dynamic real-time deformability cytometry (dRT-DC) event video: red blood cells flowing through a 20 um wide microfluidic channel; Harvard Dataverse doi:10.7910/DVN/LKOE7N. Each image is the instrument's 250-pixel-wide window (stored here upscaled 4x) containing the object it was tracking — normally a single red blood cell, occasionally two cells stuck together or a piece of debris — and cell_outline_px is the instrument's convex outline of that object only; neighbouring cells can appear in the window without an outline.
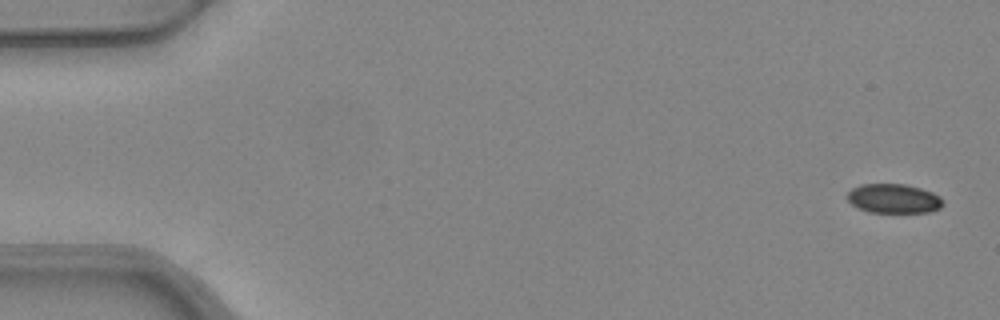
{"species": "common noctule bat (a hibernating species)", "species_latin": "Nyctalus noctula", "temperature_condition": "warm", "stored_images_in_passage": 6, "camera_frame_rate_fps": 3000, "um_per_image_px": 0.085, "animal": {"sex": "female", "body_mass_g": 24.6, "forearm_length_mm": 56.2}, "frame": {"image": 1, "passage_image": 1, "time_ms": 0.0, "image_size_px": [1000, 320], "cell_outline_px": [[944, 204], [940, 208], [928, 212], [868, 212], [852, 204], [848, 200], [848, 192], [852, 188], [860, 184], [904, 184], [920, 188], [932, 192], [940, 196], [944, 200]], "centroid_in_image_um": [75.99, 16.87], "position_along_channel_um": 9.0, "area_um2": 16.3}}
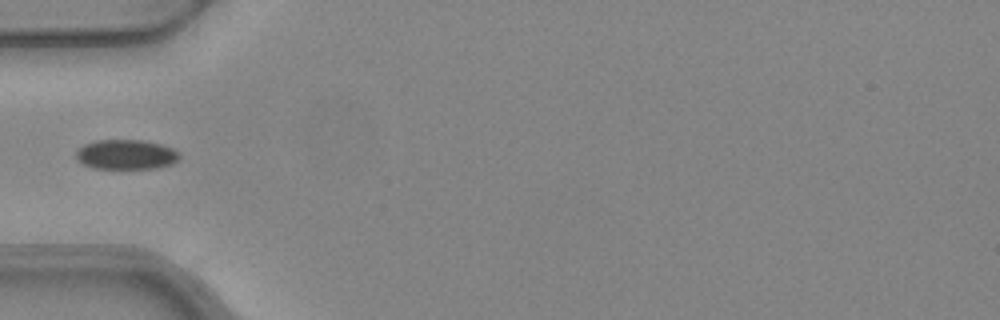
{"frame": {"image": 2, "passage_image": 5, "time_ms": 1.333, "image_size_px": [1000, 320], "cell_outline_px": [[180, 156], [172, 164], [156, 168], [92, 168], [76, 160], [76, 152], [84, 144], [96, 140], [140, 140], [160, 144], [172, 148], [180, 152]], "centroid_in_image_um": [10.71, 13.13], "position_along_channel_um": 74.3, "area_um2": 17.86}}
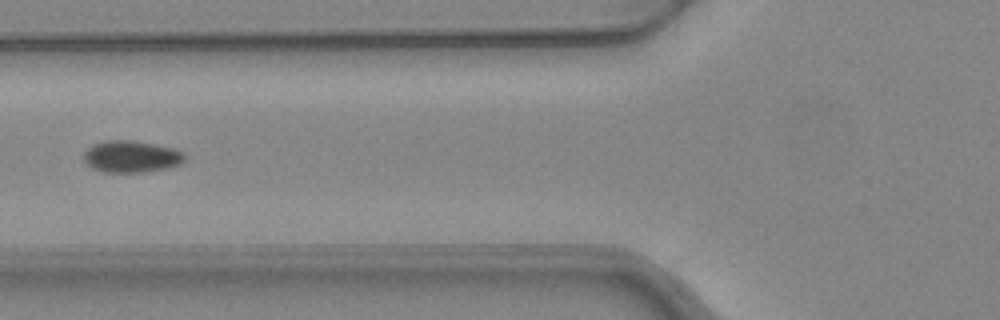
{"frame": {"image": 3, "passage_image": 6, "time_ms": 1.667, "image_size_px": [1000, 320], "cell_outline_px": [[184, 160], [180, 164], [168, 168], [144, 172], [104, 172], [92, 168], [84, 160], [84, 152], [92, 144], [108, 140], [132, 140], [172, 148], [184, 152]], "centroid_in_image_um": [11.15, 13.31], "position_along_channel_um": 114.7, "area_um2": 18.61}}